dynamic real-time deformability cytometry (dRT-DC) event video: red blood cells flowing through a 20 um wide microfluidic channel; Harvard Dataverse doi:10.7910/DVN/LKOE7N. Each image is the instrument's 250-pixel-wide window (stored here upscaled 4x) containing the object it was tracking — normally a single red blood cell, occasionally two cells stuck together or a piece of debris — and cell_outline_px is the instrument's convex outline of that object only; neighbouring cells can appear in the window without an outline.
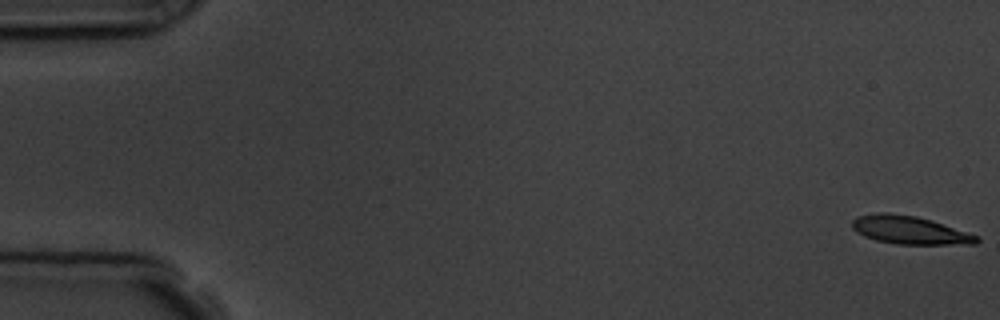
{"species": "common noctule bat (a hibernating species)", "species_latin": "Nyctalus noctula", "temperature_condition": "room temperature", "stored_images_in_passage": 5, "camera_frame_rate_fps": 3000, "um_per_image_px": 0.085, "animal": {"sex": "male", "body_mass_g": 19.5, "forearm_length_mm": 54.6}, "frame": {"image": 1, "passage_image": 1, "time_ms": 0.0, "image_size_px": [1000, 320], "cell_outline_px": [[980, 240], [976, 244], [896, 244], [876, 240], [864, 236], [856, 232], [852, 228], [852, 220], [856, 216], [880, 212], [888, 212], [916, 216], [932, 220], [980, 236]], "centroid_in_image_um": [77.32, 19.55], "position_along_channel_um": 7.7, "area_um2": 20.58}}
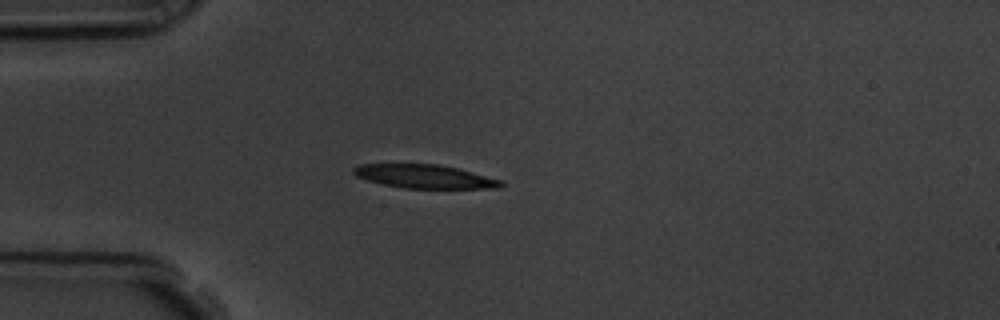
{"frame": {"image": 2, "passage_image": 5, "time_ms": 4.667, "image_size_px": [1000, 320], "cell_outline_px": [[504, 188], [404, 188], [384, 184], [368, 180], [356, 176], [352, 172], [352, 168], [360, 164], [440, 164], [504, 180]], "centroid_in_image_um": [36.13, 15.0], "position_along_channel_um": 48.9, "area_um2": 20.29}}